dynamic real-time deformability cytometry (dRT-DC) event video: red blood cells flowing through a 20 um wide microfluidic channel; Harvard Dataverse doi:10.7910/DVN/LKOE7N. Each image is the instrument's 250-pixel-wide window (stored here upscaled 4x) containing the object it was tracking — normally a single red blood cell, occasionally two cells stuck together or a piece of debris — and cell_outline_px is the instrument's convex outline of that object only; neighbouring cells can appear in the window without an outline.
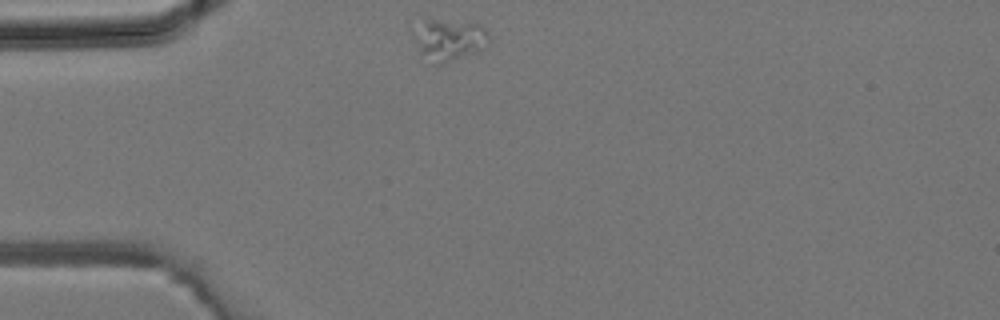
{"species": "common noctule bat (a hibernating species)", "species_latin": "Nyctalus noctula", "temperature_condition": "room temperature", "stored_images_in_passage": 31, "camera_frame_rate_fps": 3000, "um_per_image_px": 0.085, "animal": {"sex": "male", "body_mass_g": 19.2, "forearm_length_mm": 51.8}, "frame": {"image": 1, "passage_image": 1, "time_ms": 0.0, "image_size_px": [1000, 320], "cell_outline_px": [[488, 40], [476, 52], [440, 64], [432, 64], [420, 52], [416, 40], [424, 20], [436, 20], [480, 24], [488, 32]], "centroid_in_image_um": [38.23, 3.4], "position_along_channel_um": 46.8, "area_um2": 17.05}}
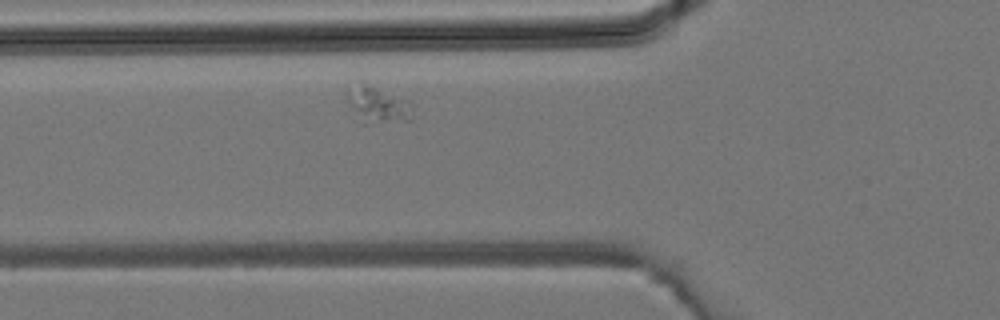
{"frame": {"image": 2, "passage_image": 5, "time_ms": 1.333, "image_size_px": [1000, 320], "cell_outline_px": [[412, 120], [364, 124], [348, 108], [348, 92], [364, 84], [368, 84], [408, 100], [412, 108]], "centroid_in_image_um": [32.14, 8.97], "position_along_channel_um": 93.7, "area_um2": 13.53}}
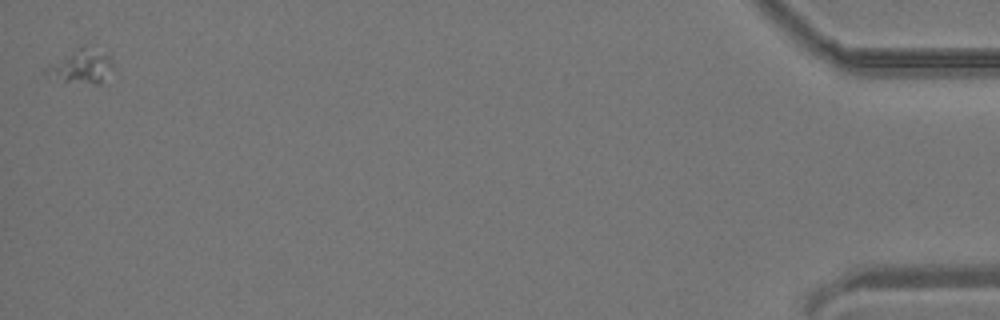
{"frame": {"image": 3, "passage_image": 31, "time_ms": 10.0, "image_size_px": [1000, 320], "cell_outline_px": [[112, 68], [100, 84], [96, 84], [64, 80], [44, 76], [44, 68], [84, 44], [88, 44], [108, 52], [112, 64]], "centroid_in_image_um": [6.94, 5.59], "position_along_channel_um": 428.3, "area_um2": 13.18}}